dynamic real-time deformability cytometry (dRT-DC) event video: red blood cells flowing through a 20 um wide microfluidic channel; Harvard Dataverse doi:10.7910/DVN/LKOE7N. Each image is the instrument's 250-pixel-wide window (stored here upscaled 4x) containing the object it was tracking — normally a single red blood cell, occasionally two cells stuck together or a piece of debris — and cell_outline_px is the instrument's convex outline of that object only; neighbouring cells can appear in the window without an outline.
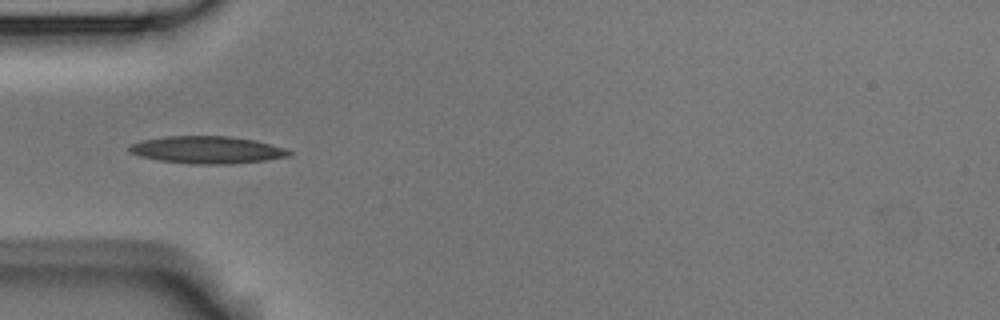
{"species": "Egyptian fruit bat (a non-hibernating species)", "species_latin": "Rousettus aegyptiacus", "temperature_condition": "room temperature", "stored_images_in_passage": 8, "camera_frame_rate_fps": 3000, "um_per_image_px": 0.085, "animal": {"sex": "male"}, "frame": {"image": 1, "passage_image": 5, "time_ms": 1.333, "image_size_px": [1000, 320], "cell_outline_px": [[292, 152], [288, 156], [264, 160], [228, 164], [192, 164], [160, 160], [140, 156], [128, 152], [128, 144], [144, 140], [164, 136], [232, 136], [256, 140], [284, 148]], "centroid_in_image_um": [17.56, 12.73], "position_along_channel_um": 67.4, "area_um2": 25.37}}
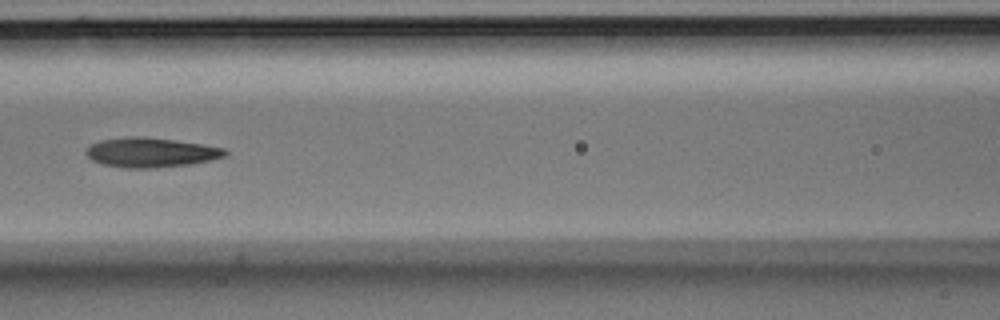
{"frame": {"image": 2, "passage_image": 7, "time_ms": 2.0, "image_size_px": [1000, 320], "cell_outline_px": [[228, 152], [224, 156], [192, 164], [156, 168], [128, 168], [104, 164], [92, 160], [84, 152], [92, 144], [100, 140], [128, 136], [144, 136], [204, 144], [224, 148]], "centroid_in_image_um": [12.82, 12.95], "position_along_channel_um": 153.8, "area_um2": 23.93}}
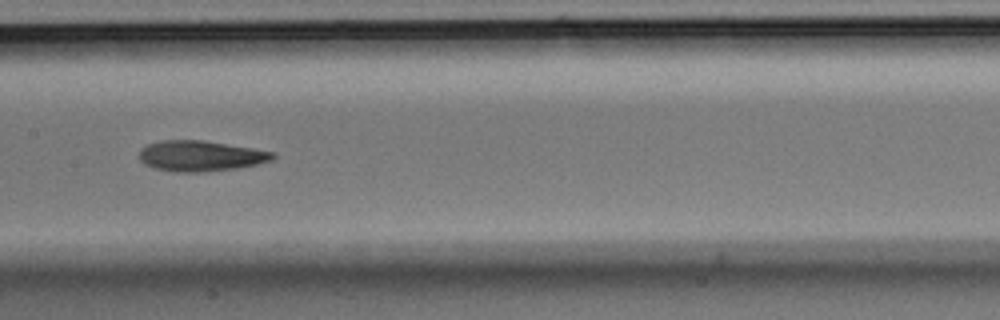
{"frame": {"image": 3, "passage_image": 8, "time_ms": 2.333, "image_size_px": [1000, 320], "cell_outline_px": [[276, 156], [272, 160], [256, 164], [236, 168], [204, 172], [172, 172], [156, 168], [144, 164], [140, 160], [140, 148], [148, 144], [160, 140], [200, 140], [252, 148], [276, 152]], "centroid_in_image_um": [17.04, 13.25], "position_along_channel_um": 190.4, "area_um2": 23.76}}